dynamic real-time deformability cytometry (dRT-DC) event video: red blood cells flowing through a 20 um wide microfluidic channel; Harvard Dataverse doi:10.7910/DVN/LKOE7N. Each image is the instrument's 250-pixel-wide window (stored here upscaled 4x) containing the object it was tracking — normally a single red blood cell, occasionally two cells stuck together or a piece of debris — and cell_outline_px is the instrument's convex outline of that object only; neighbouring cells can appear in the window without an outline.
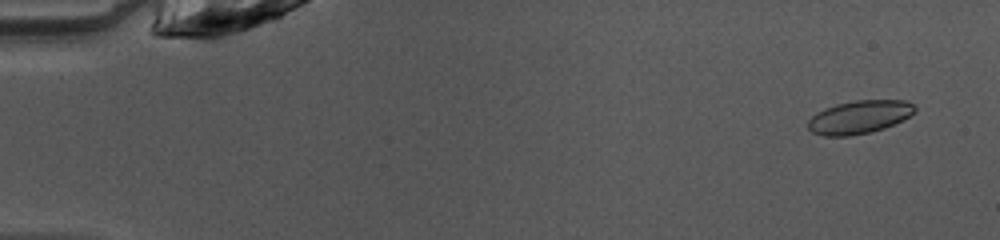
{"species": "common noctule bat (a hibernating species)", "species_latin": "Nyctalus noctula", "temperature_condition": "warm", "stored_images_in_passage": 49, "camera_frame_rate_fps": 3000, "um_per_image_px": 0.085, "animal": {"sex": "female", "body_mass_g": 10.0, "forearm_length_mm": 53.1}, "frame": {"image": 1, "passage_image": 3, "time_ms": 0.667, "image_size_px": [1000, 240], "cell_outline_px": [[916, 112], [884, 128], [872, 132], [848, 136], [824, 136], [812, 132], [808, 128], [808, 120], [816, 112], [836, 104], [856, 100], [904, 100], [912, 104], [916, 108]], "centroid_in_image_um": [73.01, 9.95], "position_along_channel_um": 12.0, "area_um2": 20.52}}
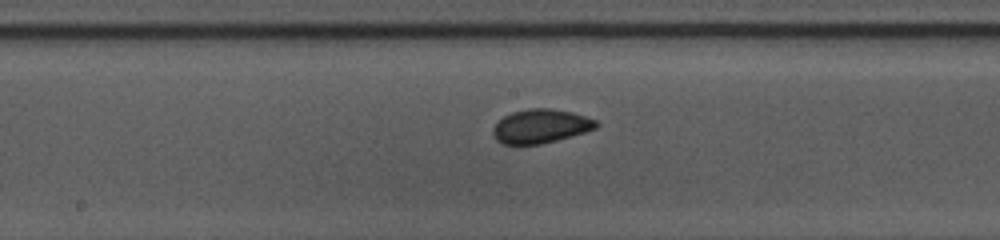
{"frame": {"image": 2, "passage_image": 26, "time_ms": 8.333, "image_size_px": [1000, 240], "cell_outline_px": [[600, 124], [596, 128], [584, 132], [556, 140], [540, 144], [500, 144], [496, 140], [492, 132], [492, 128], [504, 116], [512, 112], [528, 108], [548, 108], [572, 112], [596, 120]], "centroid_in_image_um": [45.94, 10.72], "position_along_channel_um": 202.3, "area_um2": 20.29}}
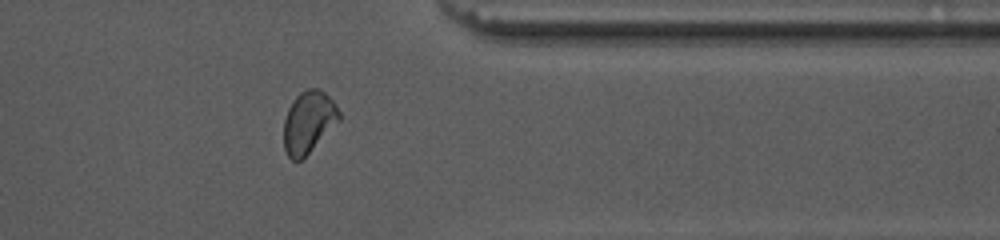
{"frame": {"image": 3, "passage_image": 40, "time_ms": 13.0, "image_size_px": [1000, 240], "cell_outline_px": [[340, 120], [300, 160], [292, 160], [288, 156], [284, 148], [284, 120], [288, 108], [296, 96], [300, 92], [308, 88], [320, 88], [336, 104], [340, 112]], "centroid_in_image_um": [26.22, 10.34], "position_along_channel_um": 385.2, "area_um2": 19.71}, "authors_computed_cell_mechanics": {"area_um2": 20.3456, "velocity_mm_per_s": 4.084, "shape_relaxation_time_tau1_ms": 3.1665, "shape_relaxation_time_tau2_ms": 1.1007, "deformation_change_tau1": 0.0802, "deformation_change_tau2": 0.0485}}